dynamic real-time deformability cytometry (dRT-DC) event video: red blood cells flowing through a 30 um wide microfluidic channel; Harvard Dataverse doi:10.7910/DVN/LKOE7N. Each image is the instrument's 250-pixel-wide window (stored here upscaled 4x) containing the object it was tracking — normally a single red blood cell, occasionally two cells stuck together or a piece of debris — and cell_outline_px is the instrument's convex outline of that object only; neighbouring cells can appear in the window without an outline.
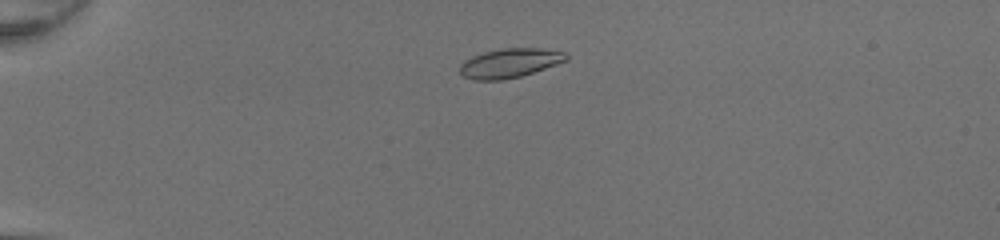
{"species": "common noctule bat (a hibernating species)", "species_latin": "Nyctalus noctula", "temperature_condition": "room temperature", "stored_images_in_passage": 44, "camera_frame_rate_fps": 3000, "um_per_image_px": 0.085, "animal": {"sex": "female", "body_mass_g": 20.0, "forearm_length_mm": 54.0}, "frame": {"image": 1, "passage_image": 7, "time_ms": 2.0, "image_size_px": [1000, 240], "cell_outline_px": [[568, 60], [520, 76], [500, 80], [472, 80], [464, 76], [460, 72], [460, 64], [464, 60], [472, 56], [484, 52], [500, 48], [540, 48], [564, 52], [568, 56]], "centroid_in_image_um": [43.3, 5.35], "position_along_channel_um": 41.7, "area_um2": 17.98}}
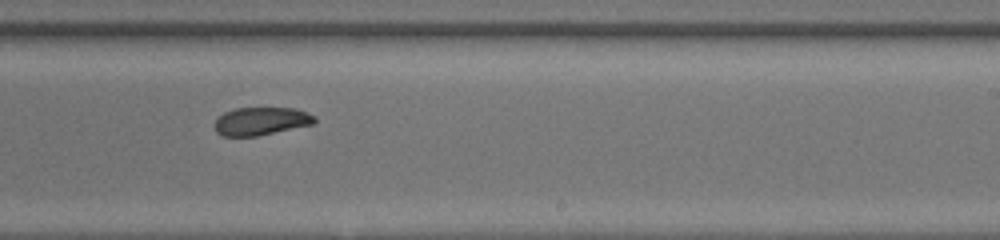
{"frame": {"image": 2, "passage_image": 27, "time_ms": 8.667, "image_size_px": [1000, 240], "cell_outline_px": [[316, 120], [312, 124], [256, 136], [220, 136], [216, 132], [216, 120], [224, 112], [236, 108], [296, 108], [316, 116]], "centroid_in_image_um": [22.19, 10.29], "position_along_channel_um": 266.8, "area_um2": 16.13}}
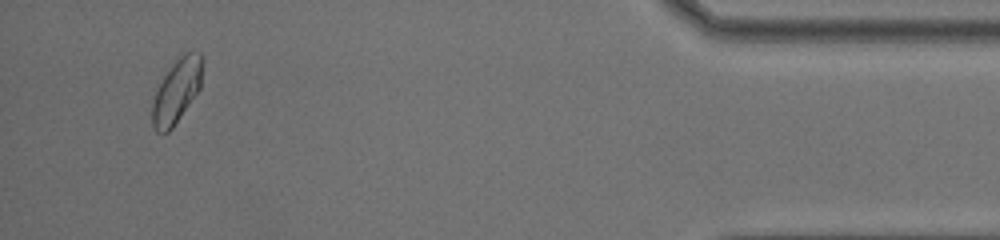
{"frame": {"image": 3, "passage_image": 42, "time_ms": 13.667, "image_size_px": [1000, 240], "cell_outline_px": [[204, 64], [200, 88], [172, 128], [168, 132], [156, 132], [152, 128], [152, 100], [164, 76], [176, 56], [184, 52], [200, 52], [204, 56]], "centroid_in_image_um": [15.04, 7.67], "position_along_channel_um": 420.2, "area_um2": 18.96}, "authors_computed_cell_mechanics": {"area_um2": 18.0336, "velocity_mm_per_s": 4.2256, "shape_relaxation_time_tau1_ms": null, "shape_relaxation_time_tau2_ms": 2.3614, "deformation_change_tau1": null, "deformation_change_tau2": 0.0648}}